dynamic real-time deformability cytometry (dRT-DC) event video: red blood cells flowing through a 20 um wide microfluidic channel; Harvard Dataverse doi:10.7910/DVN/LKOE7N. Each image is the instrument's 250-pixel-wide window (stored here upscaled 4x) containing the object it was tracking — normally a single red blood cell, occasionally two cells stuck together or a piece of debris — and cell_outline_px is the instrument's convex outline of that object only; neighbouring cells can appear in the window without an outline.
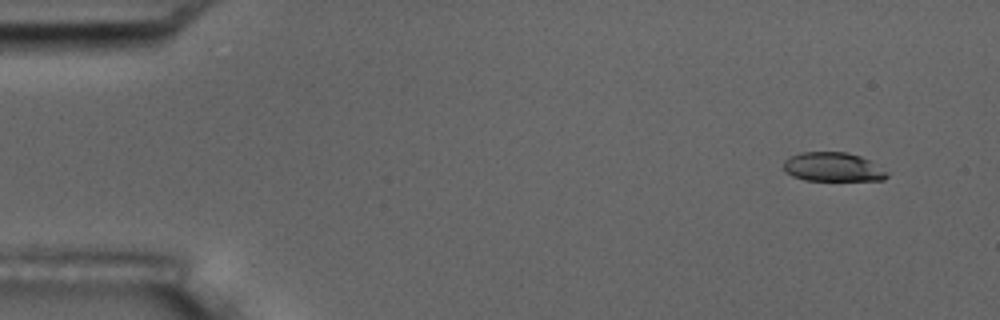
{"species": "common noctule bat (a hibernating species)", "species_latin": "Nyctalus noctula", "temperature_condition": "room temperature", "stored_images_in_passage": 10, "camera_frame_rate_fps": 3000, "um_per_image_px": 0.085, "animal": {"sex": "male", "body_mass_g": 17.5, "forearm_length_mm": 52.3}, "frame": {"image": 1, "passage_image": 2, "time_ms": 1.333, "image_size_px": [1000, 320], "cell_outline_px": [[888, 176], [884, 180], [804, 180], [792, 176], [784, 172], [784, 160], [788, 156], [800, 152], [848, 152], [860, 156], [868, 160], [888, 172]], "centroid_in_image_um": [70.75, 14.19], "position_along_channel_um": 14.2, "area_um2": 17.57}}
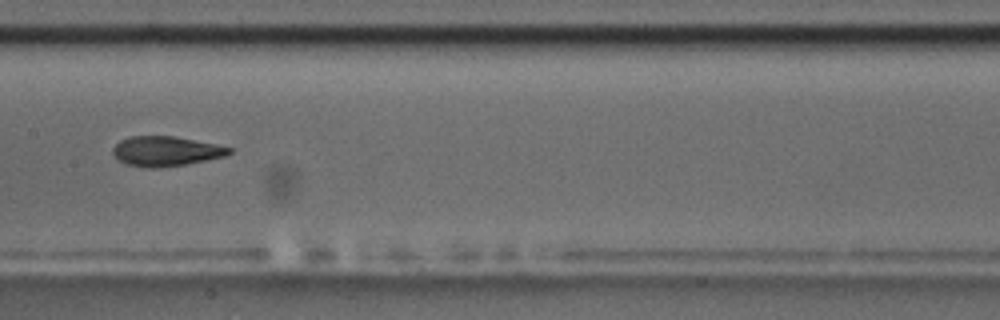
{"frame": {"image": 2, "passage_image": 9, "time_ms": 9.333, "image_size_px": [1000, 320], "cell_outline_px": [[232, 152], [224, 156], [188, 164], [160, 168], [148, 168], [124, 164], [112, 152], [112, 148], [120, 140], [132, 136], [172, 136], [216, 144], [232, 148]], "centroid_in_image_um": [14.09, 12.86], "position_along_channel_um": 193.3, "area_um2": 20.17}}